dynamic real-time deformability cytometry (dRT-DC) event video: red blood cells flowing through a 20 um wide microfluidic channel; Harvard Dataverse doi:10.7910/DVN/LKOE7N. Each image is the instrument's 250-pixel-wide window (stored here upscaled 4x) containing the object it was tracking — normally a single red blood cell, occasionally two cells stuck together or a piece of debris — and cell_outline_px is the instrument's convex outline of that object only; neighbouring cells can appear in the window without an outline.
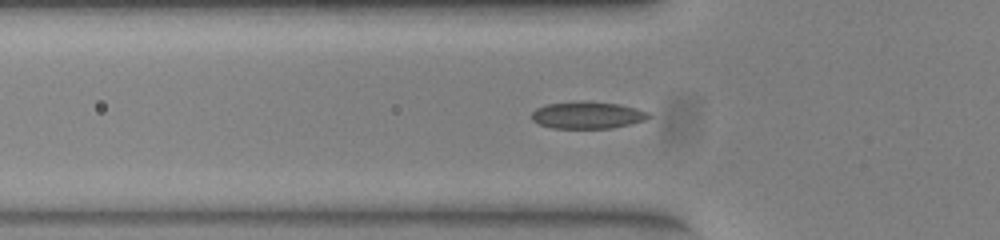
{"species": "common noctule bat (a hibernating species)", "species_latin": "Nyctalus noctula", "temperature_condition": "warm", "stored_images_in_passage": 41, "segment_of_instrument_passage": [1, 2], "camera_frame_rate_fps": 3000, "um_per_image_px": 0.085, "animal": {"sex": "female", "body_mass_g": 23.0, "forearm_length_mm": 53.4}, "frame": {"image": 1, "passage_image": 5, "time_ms": 1.333, "image_size_px": [1000, 240], "cell_outline_px": [[652, 116], [644, 120], [612, 128], [552, 128], [540, 124], [532, 120], [532, 112], [536, 108], [544, 104], [584, 100], [588, 100], [620, 104], [636, 108], [648, 112]], "centroid_in_image_um": [49.92, 9.76], "position_along_channel_um": 75.9, "area_um2": 18.61}}
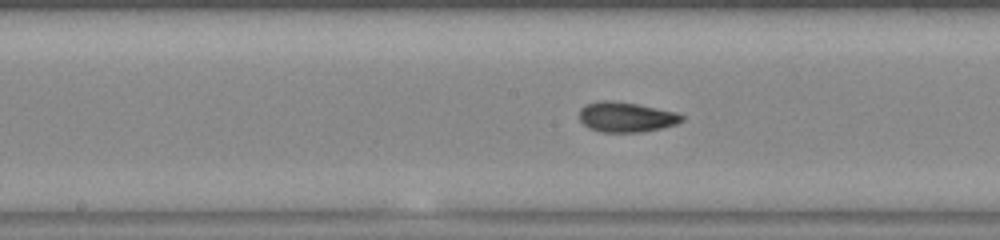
{"frame": {"image": 2, "passage_image": 14, "time_ms": 4.333, "image_size_px": [1000, 240], "cell_outline_px": [[684, 120], [676, 124], [644, 132], [604, 132], [588, 128], [580, 120], [580, 108], [584, 104], [600, 100], [608, 100], [636, 104], [676, 112], [684, 116]], "centroid_in_image_um": [53.2, 9.95], "position_along_channel_um": 195.0, "area_um2": 17.92}}
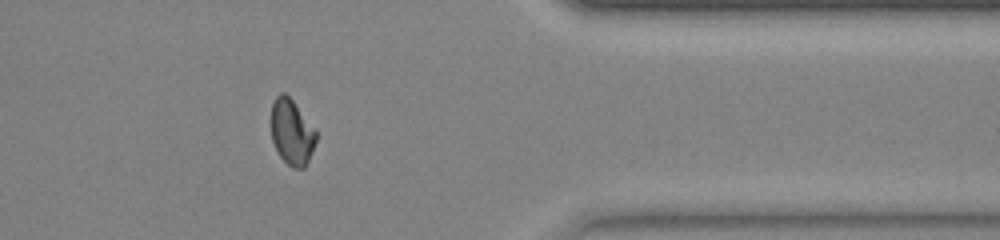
{"frame": {"image": 3, "passage_image": 30, "time_ms": 9.667, "image_size_px": [1000, 240], "cell_outline_px": [[316, 140], [308, 160], [304, 168], [292, 168], [280, 156], [272, 140], [272, 104], [276, 96], [280, 92], [284, 92], [292, 100], [316, 132]], "centroid_in_image_um": [24.78, 11.23], "position_along_channel_um": 386.6, "area_um2": 16.65}}